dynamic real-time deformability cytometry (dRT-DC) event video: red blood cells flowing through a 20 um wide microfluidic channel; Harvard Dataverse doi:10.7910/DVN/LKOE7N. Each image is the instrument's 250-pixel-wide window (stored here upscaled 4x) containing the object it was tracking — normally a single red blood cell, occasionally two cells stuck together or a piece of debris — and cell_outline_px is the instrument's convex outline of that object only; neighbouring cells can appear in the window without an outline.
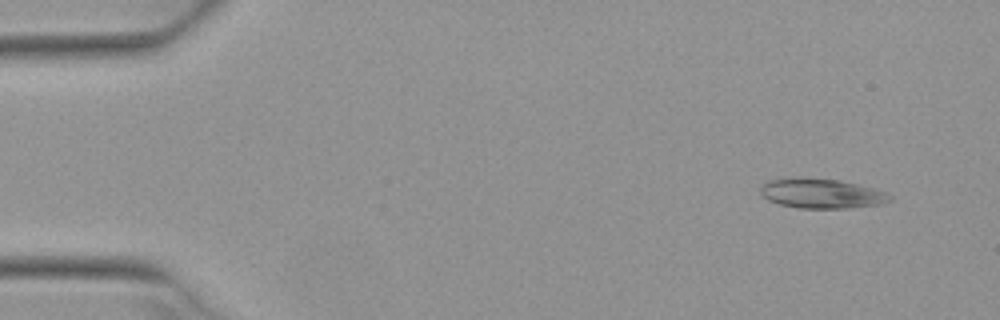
{"species": "Egyptian fruit bat (a non-hibernating species)", "species_latin": "Rousettus aegyptiacus", "temperature_condition": "warm", "stored_images_in_passage": 4, "camera_frame_rate_fps": 3000, "um_per_image_px": 0.085, "animal": {"sex": "female"}, "frame": {"image": 1, "passage_image": 1, "time_ms": 0.0, "image_size_px": [1000, 320], "cell_outline_px": [[892, 200], [884, 204], [848, 208], [800, 208], [780, 204], [768, 200], [760, 192], [760, 188], [768, 180], [840, 180], [888, 192], [892, 196]], "centroid_in_image_um": [69.93, 16.49], "position_along_channel_um": 15.1, "area_um2": 21.62}}
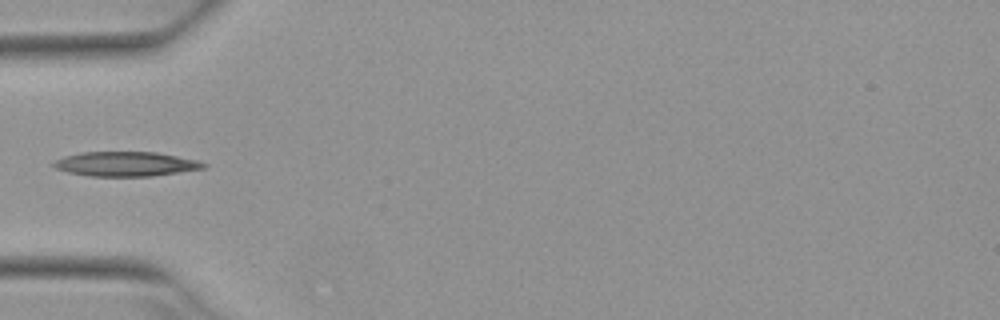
{"frame": {"image": 2, "passage_image": 4, "time_ms": 1.0, "image_size_px": [1000, 320], "cell_outline_px": [[208, 164], [204, 168], [152, 176], [92, 176], [68, 172], [56, 168], [52, 164], [56, 160], [64, 156], [80, 152], [156, 152], [196, 160]], "centroid_in_image_um": [10.67, 13.93], "position_along_channel_um": 74.3, "area_um2": 21.21}}